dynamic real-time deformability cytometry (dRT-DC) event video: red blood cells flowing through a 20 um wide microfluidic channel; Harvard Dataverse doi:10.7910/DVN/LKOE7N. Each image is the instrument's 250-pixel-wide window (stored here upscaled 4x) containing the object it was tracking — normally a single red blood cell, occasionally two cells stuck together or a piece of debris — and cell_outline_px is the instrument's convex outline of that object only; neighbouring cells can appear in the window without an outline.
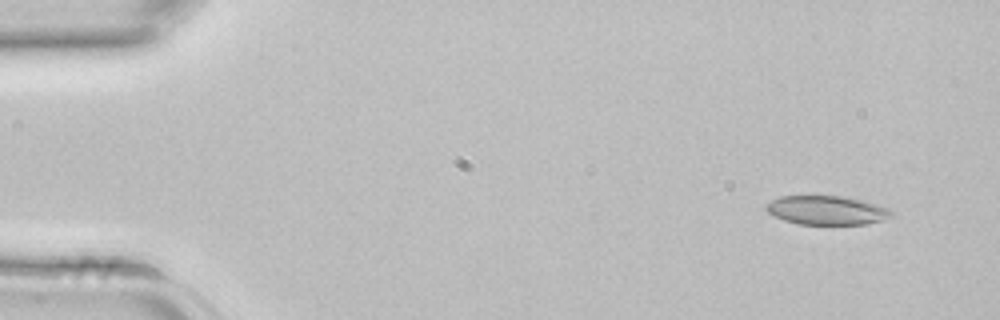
{"species": "common noctule bat (a hibernating species)", "species_latin": "Nyctalus noctula", "temperature_condition": "room temperature", "stored_images_in_passage": 3, "camera_frame_rate_fps": 3000, "um_per_image_px": 0.085, "animal": {"sex": "female", "body_mass_g": 22.7, "forearm_length_mm": 54.2}, "frame": {"image": 1, "passage_image": 1, "time_ms": 0.0, "image_size_px": [1000, 320], "cell_outline_px": [[892, 216], [880, 220], [864, 224], [796, 224], [784, 220], [768, 212], [764, 208], [764, 204], [780, 196], [844, 196], [876, 204], [888, 208], [892, 212]], "centroid_in_image_um": [70.22, 17.87], "position_along_channel_um": 14.8, "area_um2": 20.98}}
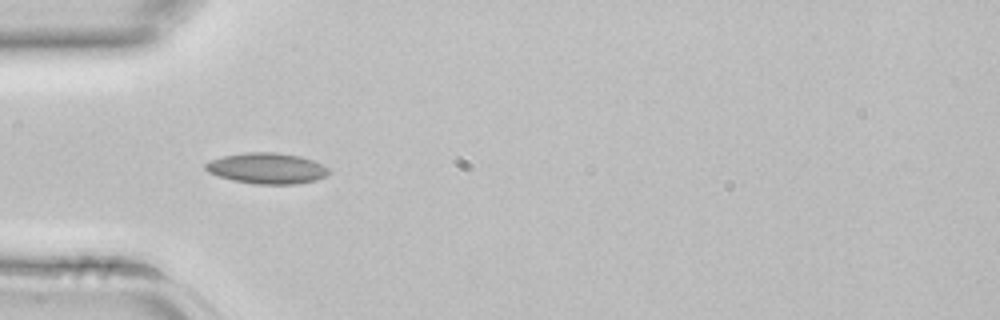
{"frame": {"image": 2, "passage_image": 3, "time_ms": 0.667, "image_size_px": [1000, 320], "cell_outline_px": [[332, 172], [328, 176], [316, 180], [296, 184], [256, 184], [232, 180], [208, 172], [204, 168], [204, 164], [212, 160], [224, 156], [244, 152], [276, 152], [300, 156], [312, 160], [328, 168]], "centroid_in_image_um": [22.72, 14.31], "position_along_channel_um": 62.3, "area_um2": 22.2}}